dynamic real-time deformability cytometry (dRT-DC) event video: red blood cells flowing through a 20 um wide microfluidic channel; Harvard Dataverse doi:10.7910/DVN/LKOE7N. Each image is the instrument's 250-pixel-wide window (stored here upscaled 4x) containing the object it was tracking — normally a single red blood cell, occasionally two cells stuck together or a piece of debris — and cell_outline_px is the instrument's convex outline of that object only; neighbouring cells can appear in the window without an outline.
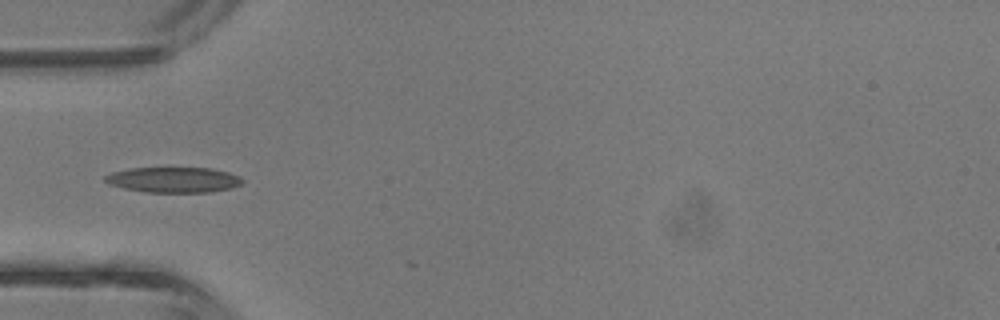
{"species": "common noctule bat (a hibernating species)", "species_latin": "Nyctalus noctula", "temperature_condition": "room temperature", "stored_images_in_passage": 2, "camera_frame_rate_fps": 3000, "um_per_image_px": 0.085, "animal": {"sex": "male", "body_mass_g": 13.3}, "frame": {"image": 1, "passage_image": 1, "time_ms": 0.0, "image_size_px": [1000, 320], "cell_outline_px": [[244, 180], [240, 184], [232, 188], [212, 192], [144, 192], [124, 188], [108, 184], [104, 180], [104, 176], [112, 172], [132, 168], [212, 168], [228, 172], [240, 176]], "centroid_in_image_um": [14.76, 15.28], "position_along_channel_um": 70.2, "area_um2": 20.4}}